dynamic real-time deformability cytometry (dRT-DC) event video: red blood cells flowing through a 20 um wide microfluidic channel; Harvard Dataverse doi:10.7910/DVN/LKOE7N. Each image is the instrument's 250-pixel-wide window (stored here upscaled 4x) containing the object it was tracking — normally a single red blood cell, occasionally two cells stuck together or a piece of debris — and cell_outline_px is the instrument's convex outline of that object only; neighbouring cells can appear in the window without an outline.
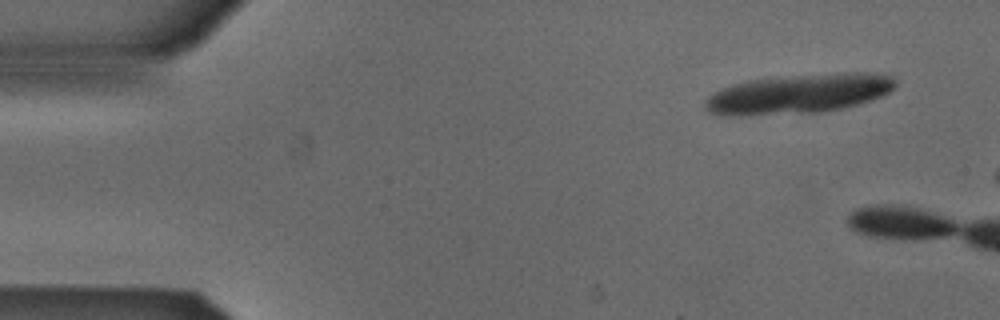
{"species": "Egyptian fruit bat (a non-hibernating species)", "species_latin": "Rousettus aegyptiacus", "temperature_condition": "cold", "stored_images_in_passage": 3, "camera_frame_rate_fps": 3000, "um_per_image_px": 0.085, "animal": {"sex": "male"}, "frame": {"image": 1, "passage_image": 1, "time_ms": 0.0, "image_size_px": [1000, 320], "cell_outline_px": [[896, 84], [884, 96], [872, 100], [844, 108], [820, 112], [748, 116], [724, 116], [708, 112], [704, 108], [704, 104], [708, 96], [720, 88], [732, 84], [748, 80], [796, 76], [848, 72], [888, 72], [896, 80]], "centroid_in_image_um": [67.91, 7.98], "position_along_channel_um": 17.1, "area_um2": 44.33}}